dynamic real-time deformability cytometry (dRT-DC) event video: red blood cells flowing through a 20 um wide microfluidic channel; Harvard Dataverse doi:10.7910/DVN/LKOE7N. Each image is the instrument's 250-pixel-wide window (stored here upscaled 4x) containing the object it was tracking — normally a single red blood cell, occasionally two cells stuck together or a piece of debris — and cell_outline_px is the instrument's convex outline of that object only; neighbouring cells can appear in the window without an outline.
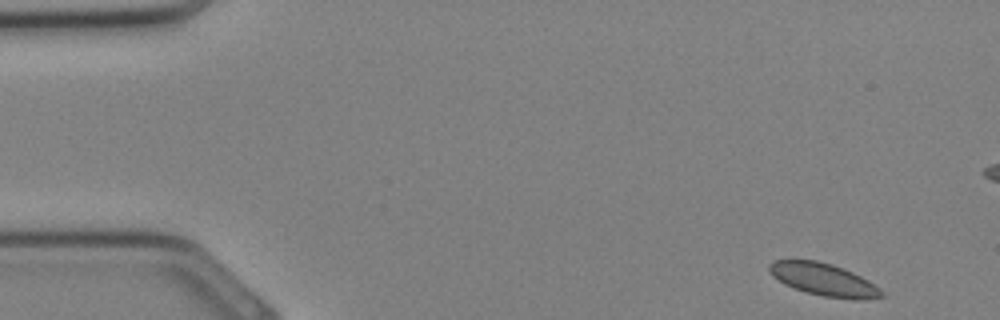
{"species": "Egyptian fruit bat (a non-hibernating species)", "species_latin": "Rousettus aegyptiacus", "temperature_condition": "cold", "stored_images_in_passage": 7, "camera_frame_rate_fps": 3000, "um_per_image_px": 0.085, "animal": {"sex": "female"}, "frame": {"image": 1, "passage_image": 1, "time_ms": 0.0, "image_size_px": [1000, 320], "cell_outline_px": [[884, 296], [864, 300], [856, 300], [824, 296], [808, 292], [784, 284], [768, 272], [768, 264], [772, 260], [816, 260], [832, 264], [844, 268], [868, 280], [880, 288], [884, 292]], "centroid_in_image_um": [70.02, 23.76], "position_along_channel_um": 15.0, "area_um2": 21.27}}